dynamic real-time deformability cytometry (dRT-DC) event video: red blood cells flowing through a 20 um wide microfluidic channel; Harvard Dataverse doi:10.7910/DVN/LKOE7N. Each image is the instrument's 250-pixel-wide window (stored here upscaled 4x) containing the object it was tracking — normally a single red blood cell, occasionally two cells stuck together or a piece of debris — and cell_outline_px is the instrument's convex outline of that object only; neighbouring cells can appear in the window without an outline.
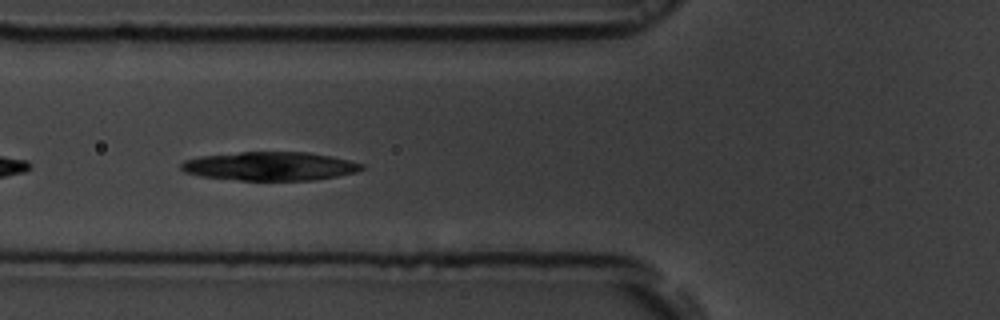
{"species": "common noctule bat (a hibernating species)", "species_latin": "Nyctalus noctula", "temperature_condition": "room temperature", "stored_images_in_passage": 18, "camera_frame_rate_fps": 3000, "um_per_image_px": 0.085, "animal": {"sex": "male", "body_mass_g": 19.5, "forearm_length_mm": 54.6}, "frame": {"image": 1, "passage_image": 13, "time_ms": 4.0, "image_size_px": [1000, 320], "cell_outline_px": [[364, 168], [356, 172], [336, 176], [312, 180], [240, 180], [200, 176], [184, 172], [180, 168], [180, 164], [184, 160], [200, 156], [240, 152], [308, 152], [332, 156], [364, 164]], "centroid_in_image_um": [22.93, 14.12], "position_along_channel_um": 102.9, "area_um2": 30.11}}